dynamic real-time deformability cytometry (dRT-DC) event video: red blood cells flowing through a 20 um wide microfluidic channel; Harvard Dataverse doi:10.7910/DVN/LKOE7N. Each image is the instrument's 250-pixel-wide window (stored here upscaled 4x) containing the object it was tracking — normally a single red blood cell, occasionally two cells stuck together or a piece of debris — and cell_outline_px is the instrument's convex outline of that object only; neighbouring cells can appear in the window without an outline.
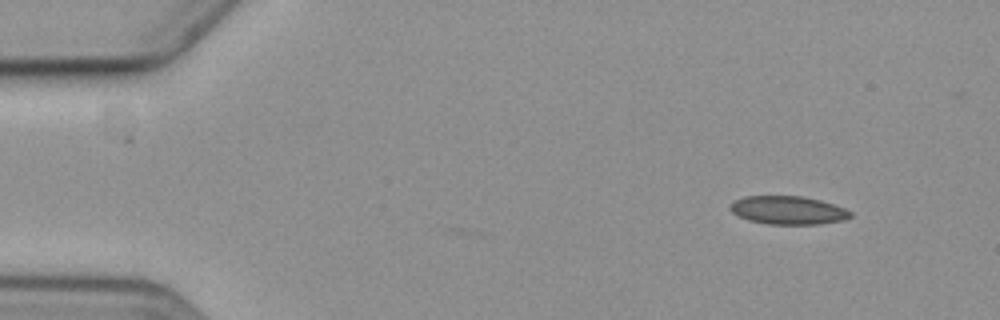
{"species": "common noctule bat (a hibernating species)", "species_latin": "Nyctalus noctula", "temperature_condition": "cold", "stored_images_in_passage": 4, "camera_frame_rate_fps": 3000, "um_per_image_px": 0.085, "animal": {"sex": "female", "body_mass_g": 19.3, "forearm_length_mm": 54.1}, "frame": {"image": 1, "passage_image": 1, "time_ms": 0.0, "image_size_px": [1000, 320], "cell_outline_px": [[852, 216], [844, 220], [820, 224], [768, 224], [748, 220], [732, 212], [728, 208], [736, 200], [744, 196], [800, 196], [820, 200], [844, 208], [852, 212]], "centroid_in_image_um": [66.99, 17.87], "position_along_channel_um": 18.0, "area_um2": 19.71}}
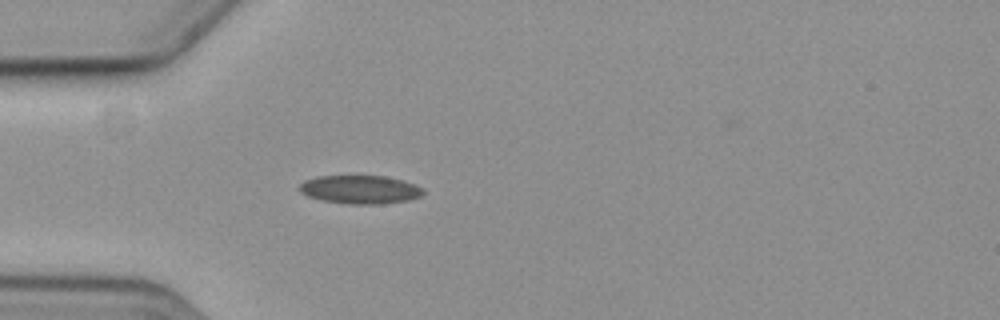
{"frame": {"image": 2, "passage_image": 4, "time_ms": 3.667, "image_size_px": [1000, 320], "cell_outline_px": [[424, 192], [420, 196], [408, 200], [384, 204], [344, 204], [320, 200], [308, 196], [300, 192], [300, 184], [304, 180], [316, 176], [384, 176], [400, 180], [424, 188]], "centroid_in_image_um": [30.58, 16.12], "position_along_channel_um": 54.4, "area_um2": 20.52}}